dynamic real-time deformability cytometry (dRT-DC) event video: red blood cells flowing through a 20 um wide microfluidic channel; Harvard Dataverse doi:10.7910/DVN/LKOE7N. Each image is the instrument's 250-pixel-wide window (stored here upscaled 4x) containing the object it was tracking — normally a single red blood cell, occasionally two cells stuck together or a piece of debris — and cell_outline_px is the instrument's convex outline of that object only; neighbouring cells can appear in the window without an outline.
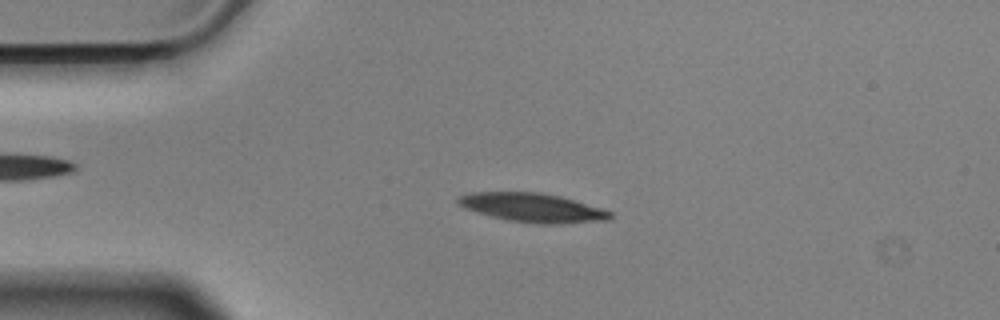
{"species": "Egyptian fruit bat (a non-hibernating species)", "species_latin": "Rousettus aegyptiacus", "temperature_condition": "cold", "stored_images_in_passage": 55, "camera_frame_rate_fps": 3000, "um_per_image_px": 0.085, "animal": {"sex": "male"}, "frame": {"image": 1, "passage_image": 12, "time_ms": 3.667, "image_size_px": [1000, 320], "cell_outline_px": [[612, 220], [564, 224], [540, 224], [508, 220], [492, 216], [464, 208], [456, 204], [456, 200], [460, 196], [472, 192], [540, 192], [560, 196], [600, 208], [612, 212]], "centroid_in_image_um": [45.28, 17.66], "position_along_channel_um": 39.7, "area_um2": 25.66}}
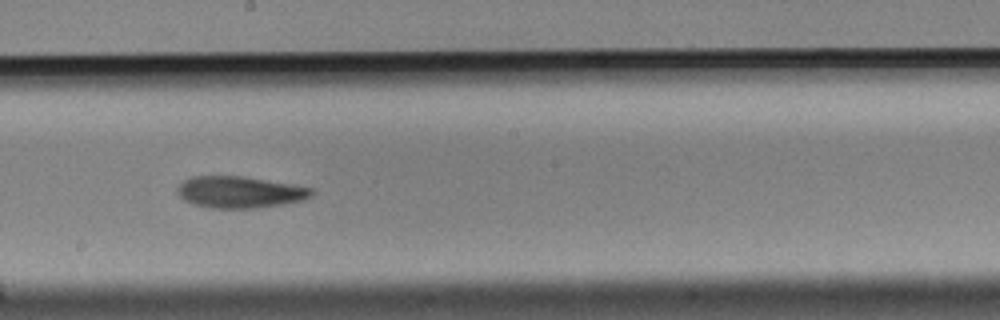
{"frame": {"image": 2, "passage_image": 30, "time_ms": 9.667, "image_size_px": [1000, 320], "cell_outline_px": [[316, 192], [312, 196], [304, 200], [256, 208], [212, 208], [196, 204], [184, 200], [176, 192], [176, 188], [184, 180], [192, 176], [240, 176], [312, 188]], "centroid_in_image_um": [20.36, 16.33], "position_along_channel_um": 227.8, "area_um2": 24.45}}
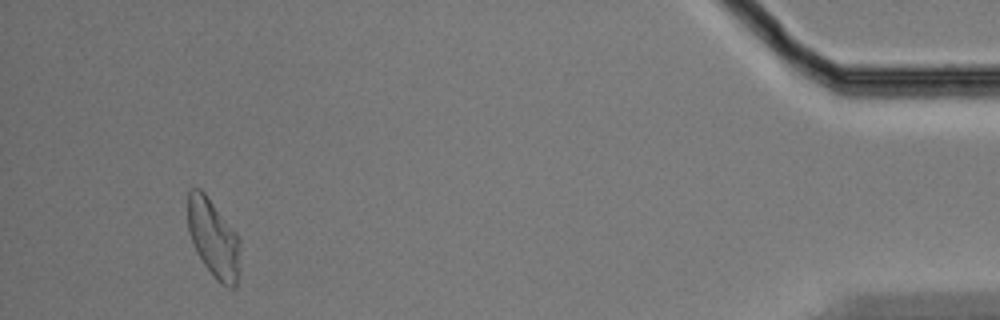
{"frame": {"image": 3, "passage_image": 52, "time_ms": 17.0, "image_size_px": [1000, 320], "cell_outline_px": [[240, 244], [236, 284], [232, 288], [220, 284], [216, 280], [204, 264], [196, 252], [192, 244], [188, 232], [188, 188], [200, 188], [204, 192], [236, 232], [240, 240]], "centroid_in_image_um": [18.11, 20.24], "position_along_channel_um": 417.1, "area_um2": 23.76}, "authors_computed_cell_mechanics": {"area_um2": 24.565, "velocity_mm_per_s": 3.5583, "shape_relaxation_time_tau1_ms": 5.3291, "shape_relaxation_time_tau2_ms": 9.1387, "deformation_change_tau1": 0.1582, "deformation_change_tau2": 0.197}}